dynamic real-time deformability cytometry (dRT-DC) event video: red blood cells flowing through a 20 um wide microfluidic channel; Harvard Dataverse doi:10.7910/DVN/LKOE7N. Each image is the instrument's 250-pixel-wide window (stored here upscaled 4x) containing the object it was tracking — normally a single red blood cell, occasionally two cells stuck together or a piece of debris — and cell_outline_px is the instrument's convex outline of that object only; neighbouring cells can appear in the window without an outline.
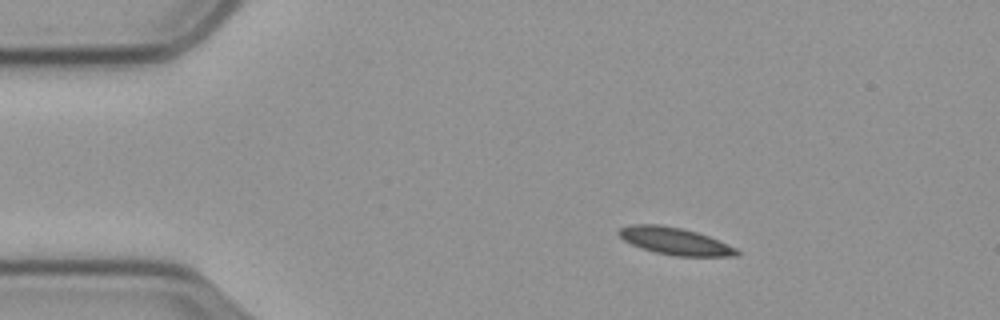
{"species": "common noctule bat (a hibernating species)", "species_latin": "Nyctalus noctula", "temperature_condition": "cold", "stored_images_in_passage": 50, "camera_frame_rate_fps": 3000, "um_per_image_px": 0.085, "animal": {"sex": "male", "body_mass_g": 23.1, "forearm_length_mm": 52.7}, "frame": {"image": 1, "passage_image": 1, "time_ms": 0.0, "image_size_px": [1000, 320], "cell_outline_px": [[740, 256], [676, 256], [656, 252], [640, 248], [624, 240], [616, 232], [620, 228], [632, 224], [660, 224], [680, 228], [696, 232], [708, 236], [736, 248], [740, 252]], "centroid_in_image_um": [57.35, 20.49], "position_along_channel_um": 27.6, "area_um2": 18.55}}
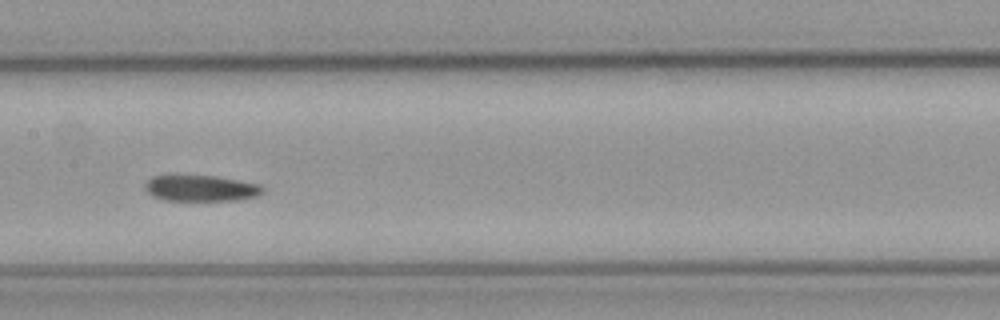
{"frame": {"image": 2, "passage_image": 20, "time_ms": 6.333, "image_size_px": [1000, 320], "cell_outline_px": [[264, 192], [256, 196], [236, 200], [164, 200], [152, 196], [144, 188], [144, 184], [152, 176], [216, 176], [260, 184], [264, 188]], "centroid_in_image_um": [17.08, 16.0], "position_along_channel_um": 190.3, "area_um2": 17.74}}
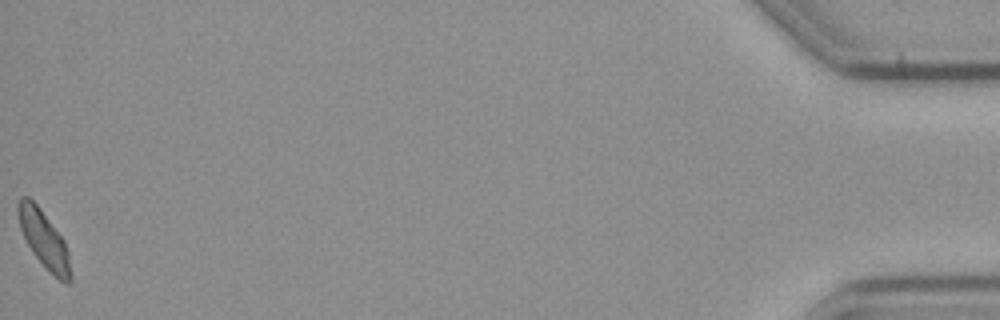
{"frame": {"image": 3, "passage_image": 50, "time_ms": 16.333, "image_size_px": [1000, 320], "cell_outline_px": [[72, 280], [68, 284], [60, 280], [32, 252], [20, 228], [16, 212], [16, 204], [20, 196], [28, 196], [40, 208], [64, 240], [68, 252], [72, 276]], "centroid_in_image_um": [3.72, 20.29], "position_along_channel_um": 431.5, "area_um2": 17.22}, "authors_computed_cell_mechanics": {"area_um2": 18.5249, "velocity_mm_per_s": 3.4992, "shape_relaxation_time_tau1_ms": null, "shape_relaxation_time_tau2_ms": 4.5865, "deformation_change_tau1": null, "deformation_change_tau2": 0.0944}}